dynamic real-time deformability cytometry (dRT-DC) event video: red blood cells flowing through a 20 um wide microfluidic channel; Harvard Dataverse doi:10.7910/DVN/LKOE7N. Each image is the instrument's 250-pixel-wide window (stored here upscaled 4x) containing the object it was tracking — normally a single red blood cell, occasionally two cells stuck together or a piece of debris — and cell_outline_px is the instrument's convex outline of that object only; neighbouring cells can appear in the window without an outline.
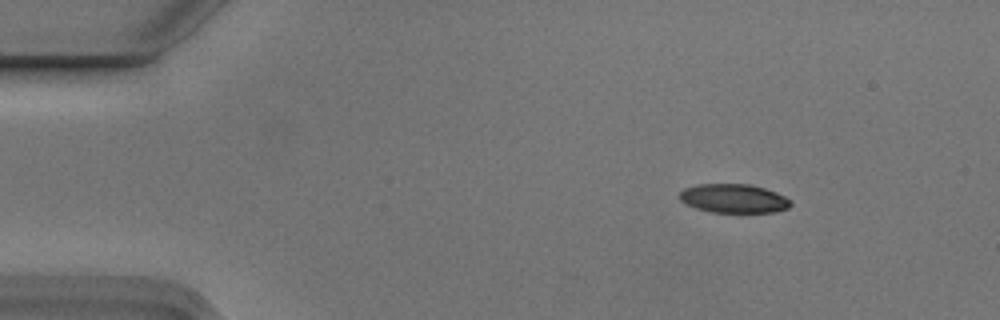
{"species": "Egyptian fruit bat (a non-hibernating species)", "species_latin": "Rousettus aegyptiacus", "temperature_condition": "cold", "stored_images_in_passage": 5, "camera_frame_rate_fps": 3000, "um_per_image_px": 0.085, "animal": {"sex": "male"}, "frame": {"image": 1, "passage_image": 3, "time_ms": 0.667, "image_size_px": [1000, 320], "cell_outline_px": [[792, 204], [788, 208], [772, 212], [712, 212], [696, 208], [680, 200], [680, 192], [684, 188], [696, 184], [748, 184], [764, 188], [776, 192], [792, 200]], "centroid_in_image_um": [62.38, 16.86], "position_along_channel_um": 22.6, "area_um2": 18.61}}